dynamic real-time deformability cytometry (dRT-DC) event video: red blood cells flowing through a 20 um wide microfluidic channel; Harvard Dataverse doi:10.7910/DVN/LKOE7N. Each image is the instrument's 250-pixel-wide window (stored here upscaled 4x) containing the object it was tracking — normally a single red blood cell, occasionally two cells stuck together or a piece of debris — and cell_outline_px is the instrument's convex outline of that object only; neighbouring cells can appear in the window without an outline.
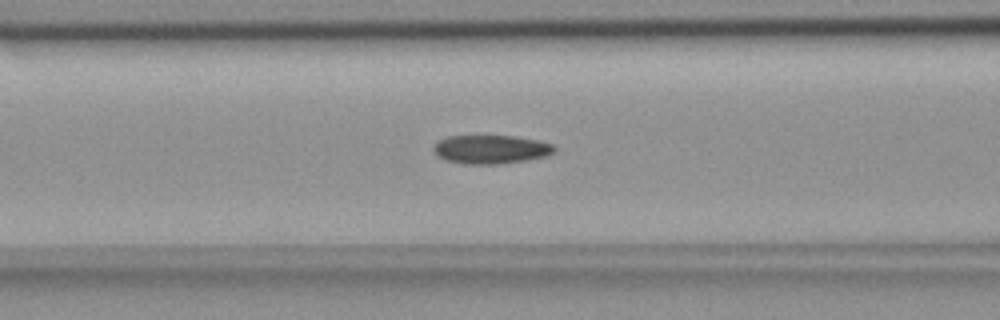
{"species": "common noctule bat (a hibernating species)", "species_latin": "Nyctalus noctula", "temperature_condition": "room temperature", "stored_images_in_passage": 52, "camera_frame_rate_fps": 3000, "um_per_image_px": 0.085, "animal": {"sex": "female", "body_mass_g": 18.4}, "frame": {"image": 1, "passage_image": 22, "time_ms": 7.0, "image_size_px": [1000, 320], "cell_outline_px": [[556, 152], [548, 156], [500, 164], [464, 164], [448, 160], [436, 156], [432, 148], [436, 140], [448, 136], [512, 136], [536, 140], [552, 144], [556, 148]], "centroid_in_image_um": [41.7, 12.69], "position_along_channel_um": 124.9, "area_um2": 20.29}}
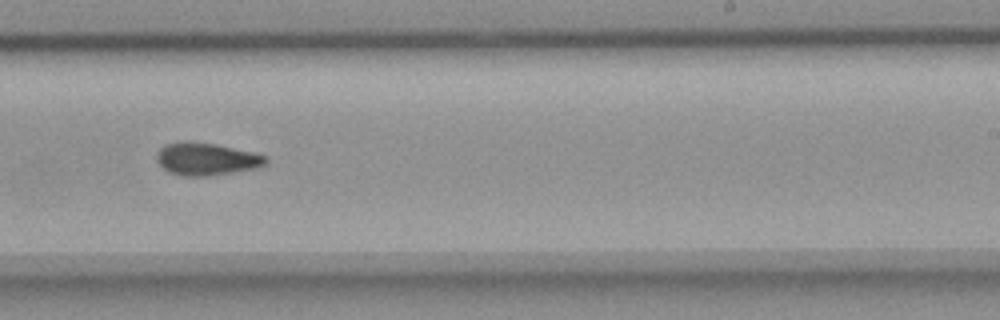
{"frame": {"image": 2, "passage_image": 34, "time_ms": 11.0, "image_size_px": [1000, 320], "cell_outline_px": [[268, 164], [260, 168], [204, 176], [184, 176], [168, 172], [156, 160], [156, 152], [164, 144], [188, 140], [216, 144], [256, 152], [268, 156]], "centroid_in_image_um": [17.58, 13.5], "position_along_channel_um": 271.4, "area_um2": 21.1}}
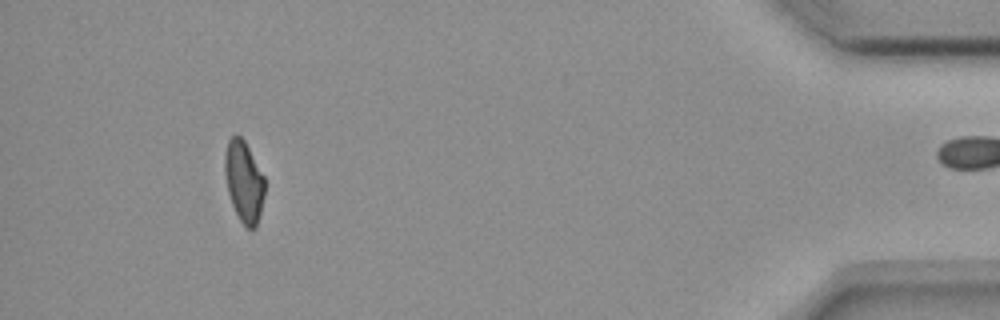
{"frame": {"image": 3, "passage_image": 51, "time_ms": 16.667, "image_size_px": [1000, 320], "cell_outline_px": [[264, 196], [256, 228], [248, 228], [240, 220], [232, 204], [228, 192], [224, 172], [224, 156], [228, 140], [236, 132], [244, 140], [264, 176]], "centroid_in_image_um": [20.72, 15.39], "position_along_channel_um": 414.5, "area_um2": 18.79}, "authors_computed_cell_mechanics": {"area_um2": 20.2589, "velocity_mm_per_s": 3.6818, "shape_relaxation_time_tau1_ms": null, "shape_relaxation_time_tau2_ms": 4.9385, "deformation_change_tau1": null, "deformation_change_tau2": 0.1055}}